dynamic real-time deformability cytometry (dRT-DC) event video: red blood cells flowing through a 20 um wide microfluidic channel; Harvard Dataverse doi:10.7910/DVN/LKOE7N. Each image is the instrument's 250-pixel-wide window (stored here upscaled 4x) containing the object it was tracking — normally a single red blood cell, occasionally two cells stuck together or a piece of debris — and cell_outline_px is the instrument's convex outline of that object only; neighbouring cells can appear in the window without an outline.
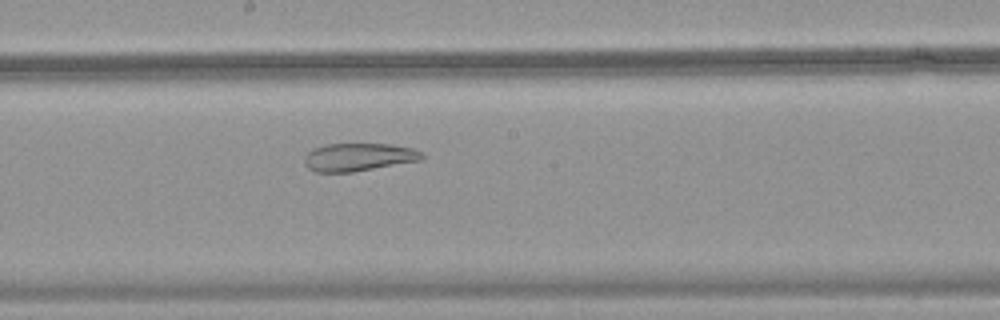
{"species": "common noctule bat (a hibernating species)", "species_latin": "Nyctalus noctula", "temperature_condition": "warm", "stored_images_in_passage": 42, "camera_frame_rate_fps": 3000, "um_per_image_px": 0.085, "animal": {"sex": "female", "body_mass_g": 18.4}, "frame": {"image": 1, "passage_image": 20, "time_ms": 6.333, "image_size_px": [1000, 320], "cell_outline_px": [[424, 160], [352, 172], [316, 172], [308, 168], [304, 164], [304, 156], [312, 148], [324, 144], [392, 144], [412, 148], [420, 152], [424, 156]], "centroid_in_image_um": [30.46, 13.35], "position_along_channel_um": 217.7, "area_um2": 19.31}}
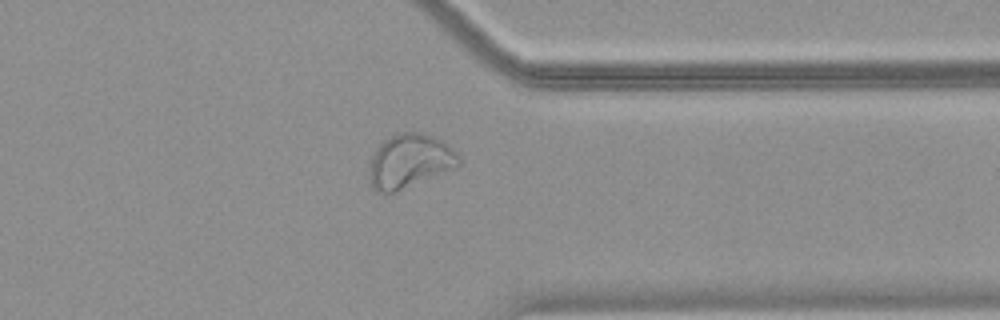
{"frame": {"image": 2, "passage_image": 32, "time_ms": 10.333, "image_size_px": [1000, 320], "cell_outline_px": [[460, 164], [392, 192], [376, 192], [372, 188], [368, 176], [368, 172], [372, 156], [376, 148], [384, 140], [400, 132], [424, 132], [444, 140], [460, 156]], "centroid_in_image_um": [34.78, 13.64], "position_along_channel_um": 376.6, "area_um2": 27.57}}
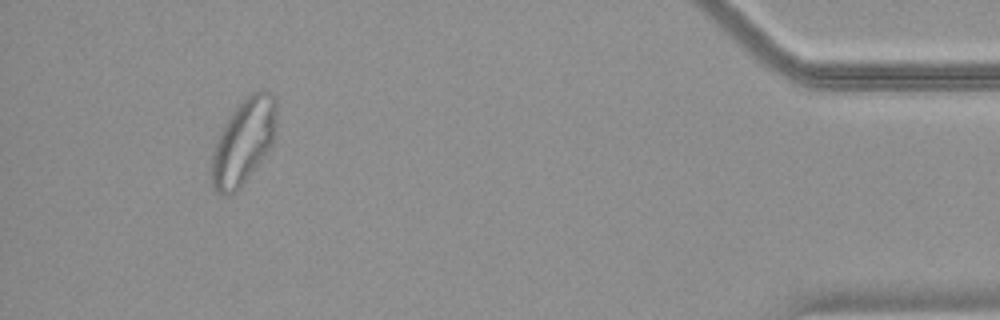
{"frame": {"image": 3, "passage_image": 39, "time_ms": 12.667, "image_size_px": [1000, 320], "cell_outline_px": [[276, 136], [272, 144], [264, 156], [240, 188], [236, 192], [228, 196], [224, 196], [216, 192], [212, 188], [212, 148], [228, 116], [244, 96], [252, 92], [264, 88], [272, 92], [276, 100]], "centroid_in_image_um": [20.71, 12.0], "position_along_channel_um": 414.5, "area_um2": 32.89}}